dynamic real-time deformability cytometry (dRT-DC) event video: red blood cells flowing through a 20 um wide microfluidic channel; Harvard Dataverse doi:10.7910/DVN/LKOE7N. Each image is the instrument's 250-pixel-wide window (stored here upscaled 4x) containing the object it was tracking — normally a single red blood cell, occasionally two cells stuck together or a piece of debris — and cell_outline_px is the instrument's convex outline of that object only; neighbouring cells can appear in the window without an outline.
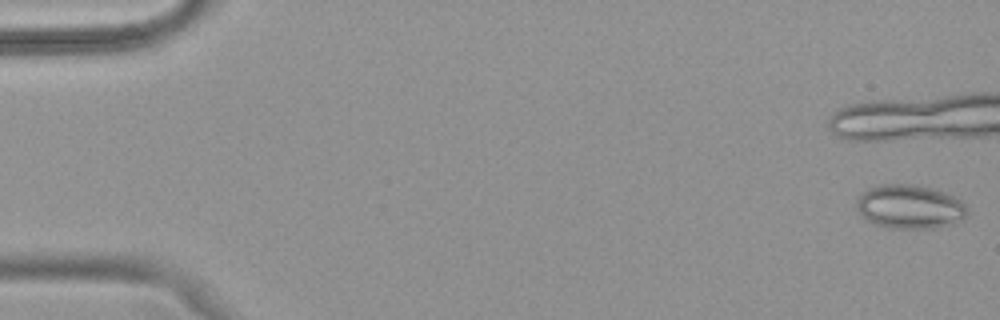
{"species": "common noctule bat (a hibernating species)", "species_latin": "Nyctalus noctula", "temperature_condition": "warm", "stored_images_in_passage": 41, "camera_frame_rate_fps": 3000, "um_per_image_px": 0.085, "animal": {"sex": "female", "body_mass_g": 18.4}, "frame": {"image": 1, "passage_image": 1, "time_ms": 0.0, "image_size_px": [1000, 320], "cell_outline_px": [[968, 216], [964, 220], [952, 224], [936, 228], [888, 228], [876, 224], [868, 220], [856, 208], [856, 200], [868, 188], [880, 184], [908, 184], [932, 188], [944, 192], [960, 200], [968, 208]], "centroid_in_image_um": [77.37, 17.58], "position_along_channel_um": 7.6, "area_um2": 28.38}}